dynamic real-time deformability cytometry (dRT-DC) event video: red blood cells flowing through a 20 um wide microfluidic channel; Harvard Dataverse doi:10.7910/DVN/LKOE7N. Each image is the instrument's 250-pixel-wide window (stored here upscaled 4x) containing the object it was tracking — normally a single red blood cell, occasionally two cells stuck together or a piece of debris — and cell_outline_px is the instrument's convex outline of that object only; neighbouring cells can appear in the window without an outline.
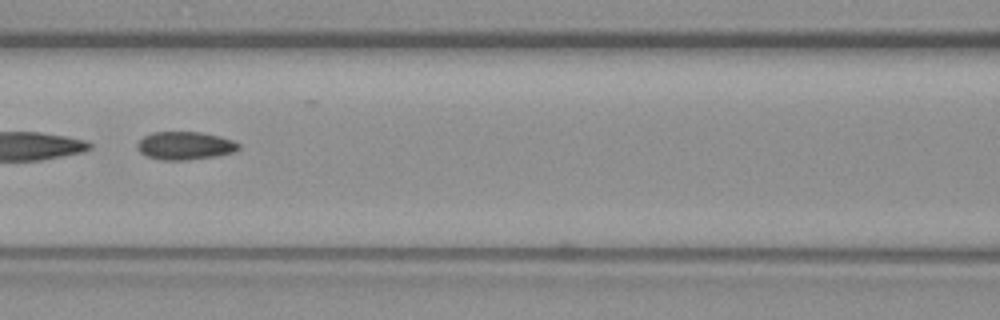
{"species": "common noctule bat (a hibernating species)", "species_latin": "Nyctalus noctula", "temperature_condition": "warm", "stored_images_in_passage": 30, "segment_of_instrument_passage": [2, 2], "camera_frame_rate_fps": 3000, "um_per_image_px": 0.085, "animal": {"sex": "female", "body_mass_g": 19.3, "forearm_length_mm": 54.1}, "frame": {"image": 1, "passage_image": 25, "time_ms": 8.0, "image_size_px": [1000, 320], "cell_outline_px": [[240, 148], [236, 152], [216, 156], [188, 160], [160, 160], [148, 156], [140, 152], [136, 148], [136, 144], [144, 136], [152, 132], [200, 132], [220, 136], [232, 140], [240, 144]], "centroid_in_image_um": [15.74, 12.38], "position_along_channel_um": 150.9, "area_um2": 16.7}}